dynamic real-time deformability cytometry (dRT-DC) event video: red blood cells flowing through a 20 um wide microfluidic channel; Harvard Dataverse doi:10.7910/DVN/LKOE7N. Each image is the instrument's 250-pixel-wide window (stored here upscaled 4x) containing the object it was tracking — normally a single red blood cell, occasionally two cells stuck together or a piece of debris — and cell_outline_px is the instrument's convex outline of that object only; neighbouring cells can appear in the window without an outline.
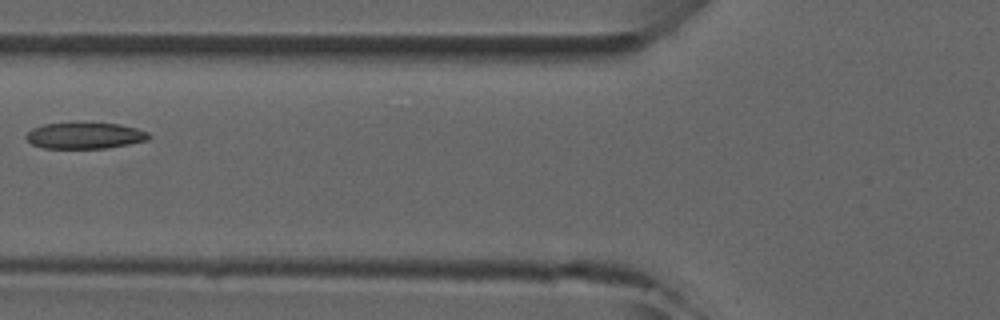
{"species": "common noctule bat (a hibernating species)", "species_latin": "Nyctalus noctula", "temperature_condition": "room temperature", "stored_images_in_passage": 3, "camera_frame_rate_fps": 3000, "um_per_image_px": 0.085, "animal": {"sex": "male", "forearm_length_mm": 52.5}, "frame": {"image": 1, "passage_image": 2, "time_ms": 1.333, "image_size_px": [1000, 320], "cell_outline_px": [[152, 136], [148, 140], [108, 148], [44, 148], [32, 144], [24, 136], [32, 128], [44, 124], [120, 124], [136, 128], [148, 132]], "centroid_in_image_um": [7.23, 11.54], "position_along_channel_um": 118.6, "area_um2": 18.44}}
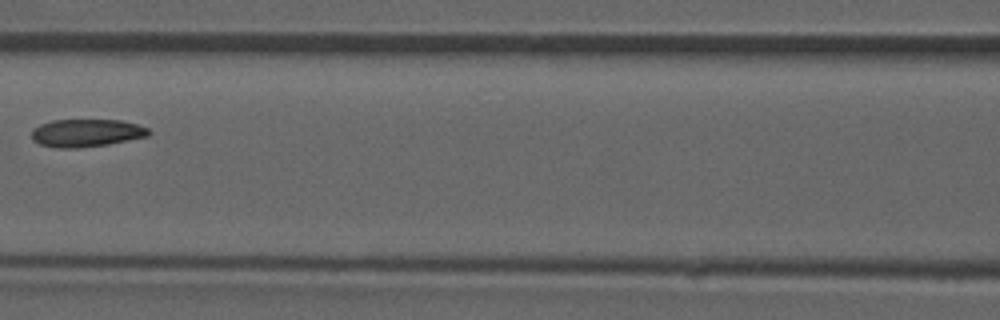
{"frame": {"image": 2, "passage_image": 3, "time_ms": 2.333, "image_size_px": [1000, 320], "cell_outline_px": [[152, 132], [148, 136], [108, 144], [80, 148], [56, 148], [40, 144], [32, 140], [32, 128], [40, 124], [52, 120], [120, 120], [136, 124], [148, 128]], "centroid_in_image_um": [7.32, 11.3], "position_along_channel_um": 159.3, "area_um2": 19.02}}